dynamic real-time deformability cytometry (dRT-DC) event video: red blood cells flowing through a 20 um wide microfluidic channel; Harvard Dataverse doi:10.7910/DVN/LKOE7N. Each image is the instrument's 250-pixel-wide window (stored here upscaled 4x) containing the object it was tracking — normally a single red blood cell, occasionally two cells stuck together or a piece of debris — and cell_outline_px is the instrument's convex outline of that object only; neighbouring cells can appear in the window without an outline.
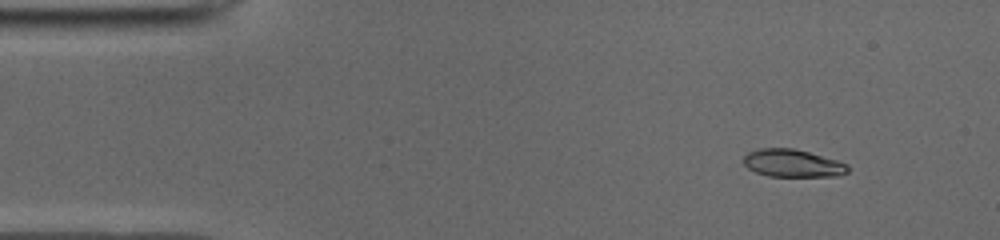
{"species": "common noctule bat (a hibernating species)", "species_latin": "Nyctalus noctula", "temperature_condition": "cold", "stored_images_in_passage": 49, "camera_frame_rate_fps": 3000, "um_per_image_px": 0.085, "animal": {"sex": "male", "body_mass_g": 19.0, "forearm_length_mm": 50.8}, "frame": {"image": 1, "passage_image": 5, "time_ms": 1.333, "image_size_px": [1000, 240], "cell_outline_px": [[848, 172], [840, 176], [768, 176], [756, 172], [748, 168], [744, 164], [744, 156], [748, 152], [760, 148], [792, 148], [808, 152], [836, 160], [848, 164]], "centroid_in_image_um": [67.37, 13.88], "position_along_channel_um": 17.6, "area_um2": 16.7}}
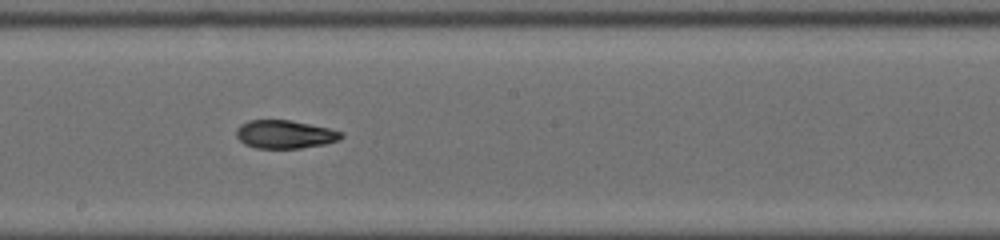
{"frame": {"image": 2, "passage_image": 27, "time_ms": 8.667, "image_size_px": [1000, 240], "cell_outline_px": [[344, 136], [340, 140], [324, 144], [300, 148], [256, 148], [244, 144], [236, 136], [236, 128], [240, 124], [248, 120], [292, 120], [328, 128], [344, 132]], "centroid_in_image_um": [24.21, 11.41], "position_along_channel_um": 224.0, "area_um2": 17.4}}
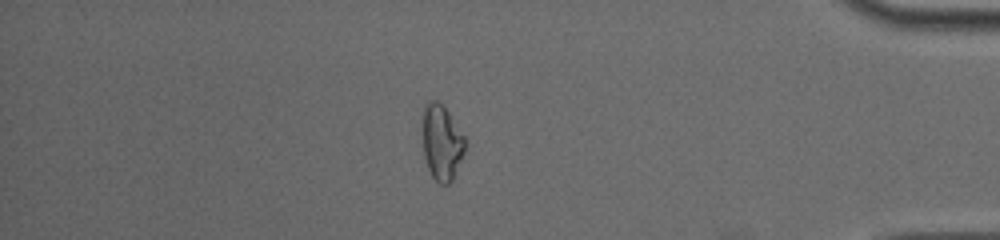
{"frame": {"image": 3, "passage_image": 43, "time_ms": 14.0, "image_size_px": [1000, 240], "cell_outline_px": [[464, 152], [452, 180], [448, 184], [440, 184], [432, 176], [428, 168], [424, 156], [424, 104], [428, 100], [436, 100], [448, 112], [464, 136]], "centroid_in_image_um": [37.54, 12.12], "position_along_channel_um": 397.7, "area_um2": 18.09}, "authors_computed_cell_mechanics": {"area_um2": 17.629, "velocity_mm_per_s": 3.9609, "shape_relaxation_time_tau1_ms": null, "shape_relaxation_time_tau2_ms": 3.0631, "deformation_change_tau1": null, "deformation_change_tau2": 0.0903}}